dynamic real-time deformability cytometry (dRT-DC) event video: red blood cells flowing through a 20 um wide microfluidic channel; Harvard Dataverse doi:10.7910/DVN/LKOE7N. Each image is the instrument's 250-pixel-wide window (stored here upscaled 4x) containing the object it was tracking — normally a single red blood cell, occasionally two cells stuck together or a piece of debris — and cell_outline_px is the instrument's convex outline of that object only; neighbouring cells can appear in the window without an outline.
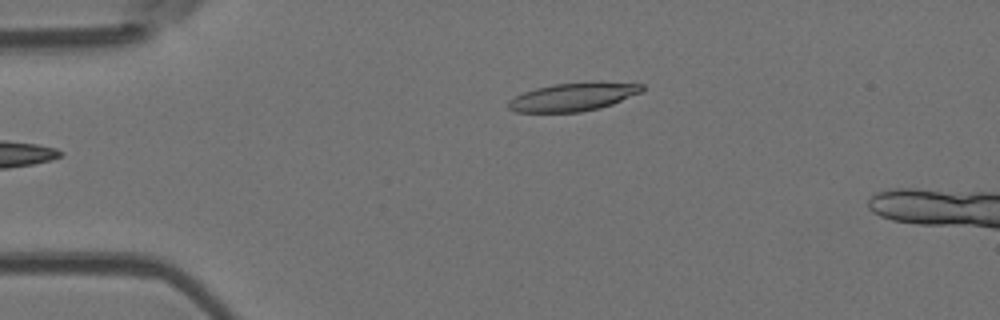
{"species": "Egyptian fruit bat (a non-hibernating species)", "species_latin": "Rousettus aegyptiacus", "temperature_condition": "room temperature", "stored_images_in_passage": 4, "camera_frame_rate_fps": 3000, "um_per_image_px": 0.085, "animal": {"sex": "female"}, "frame": {"image": 1, "passage_image": 4, "time_ms": 3.333, "image_size_px": [1000, 320], "cell_outline_px": [[644, 92], [612, 104], [600, 108], [580, 112], [516, 112], [508, 108], [508, 100], [524, 92], [536, 88], [552, 84], [644, 84]], "centroid_in_image_um": [48.67, 8.28], "position_along_channel_um": 36.3, "area_um2": 21.21}}